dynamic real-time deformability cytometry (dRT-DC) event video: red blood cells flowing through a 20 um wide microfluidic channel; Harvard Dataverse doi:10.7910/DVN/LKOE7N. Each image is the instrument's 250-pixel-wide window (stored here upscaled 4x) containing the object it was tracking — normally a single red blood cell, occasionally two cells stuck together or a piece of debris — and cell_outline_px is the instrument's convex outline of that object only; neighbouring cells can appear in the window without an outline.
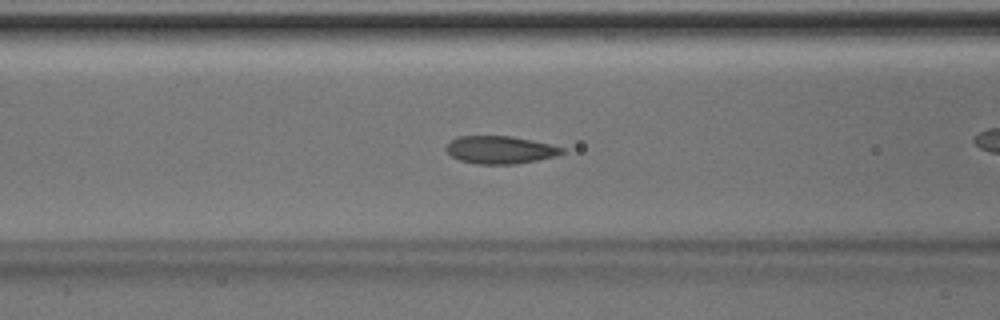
{"species": "Egyptian fruit bat (a non-hibernating species)", "species_latin": "Rousettus aegyptiacus", "temperature_condition": "room temperature", "stored_images_in_passage": 35, "camera_frame_rate_fps": 3000, "um_per_image_px": 0.085, "animal": {"sex": "male"}, "frame": {"image": 1, "passage_image": 16, "time_ms": 5.0, "image_size_px": [1000, 320], "cell_outline_px": [[564, 152], [556, 156], [516, 164], [476, 164], [460, 160], [452, 156], [444, 148], [456, 136], [512, 136], [548, 144], [564, 148]], "centroid_in_image_um": [42.49, 12.74], "position_along_channel_um": 124.1, "area_um2": 18.55}}
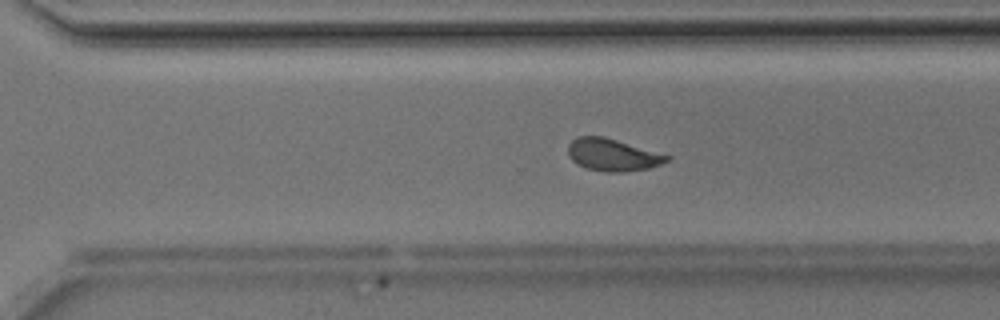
{"frame": {"image": 2, "passage_image": 30, "time_ms": 9.667, "image_size_px": [1000, 320], "cell_outline_px": [[672, 156], [668, 160], [660, 164], [648, 168], [624, 172], [604, 172], [584, 168], [576, 164], [568, 156], [568, 144], [576, 136], [604, 136]], "centroid_in_image_um": [52.03, 13.16], "position_along_channel_um": 318.6, "area_um2": 18.73}}